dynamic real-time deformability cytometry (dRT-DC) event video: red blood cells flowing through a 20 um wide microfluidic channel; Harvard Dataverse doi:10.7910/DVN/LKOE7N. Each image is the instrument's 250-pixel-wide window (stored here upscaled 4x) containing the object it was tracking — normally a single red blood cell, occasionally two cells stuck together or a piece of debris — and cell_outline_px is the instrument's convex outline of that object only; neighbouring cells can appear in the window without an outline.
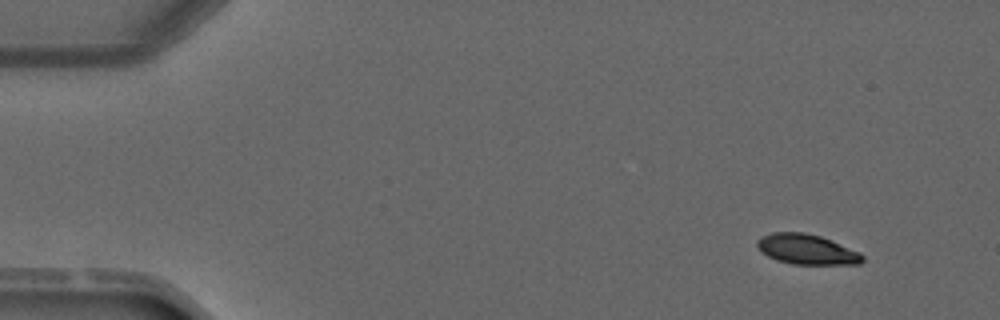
{"species": "common noctule bat (a hibernating species)", "species_latin": "Nyctalus noctula", "temperature_condition": "warm", "stored_images_in_passage": 5, "camera_frame_rate_fps": 3000, "um_per_image_px": 0.085, "animal": {"sex": "male", "forearm_length_mm": 52.5}, "frame": {"image": 1, "passage_image": 1, "time_ms": 0.0, "image_size_px": [1000, 320], "cell_outline_px": [[864, 260], [860, 264], [792, 264], [776, 260], [768, 256], [756, 244], [756, 240], [772, 232], [804, 232], [820, 236], [860, 252], [864, 256]], "centroid_in_image_um": [68.6, 21.2], "position_along_channel_um": 16.4, "area_um2": 18.32}}